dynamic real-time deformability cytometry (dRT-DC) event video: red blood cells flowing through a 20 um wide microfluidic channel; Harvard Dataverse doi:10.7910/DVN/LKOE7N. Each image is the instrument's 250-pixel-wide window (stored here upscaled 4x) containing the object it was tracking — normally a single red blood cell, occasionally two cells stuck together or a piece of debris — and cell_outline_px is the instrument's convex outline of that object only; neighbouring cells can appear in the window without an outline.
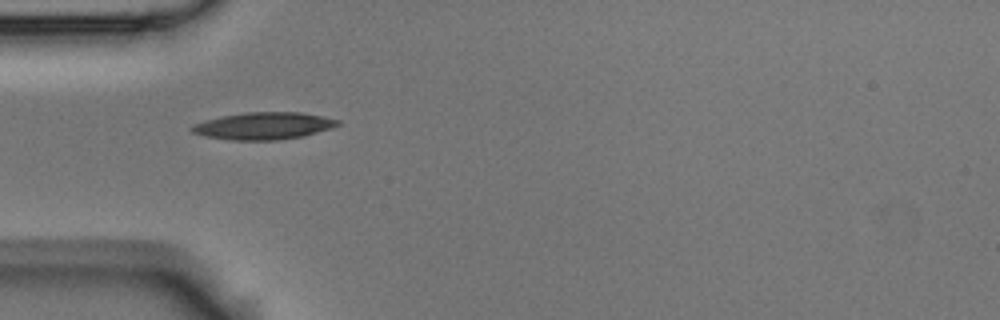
{"species": "Egyptian fruit bat (a non-hibernating species)", "species_latin": "Rousettus aegyptiacus", "temperature_condition": "room temperature", "stored_images_in_passage": 3, "camera_frame_rate_fps": 3000, "um_per_image_px": 0.085, "animal": {"sex": "male"}, "frame": {"image": 1, "passage_image": 2, "time_ms": 0.333, "image_size_px": [1000, 320], "cell_outline_px": [[340, 124], [332, 128], [304, 136], [276, 140], [228, 140], [204, 136], [192, 132], [192, 124], [204, 120], [224, 116], [248, 112], [300, 112], [340, 120]], "centroid_in_image_um": [22.41, 10.7], "position_along_channel_um": 62.6, "area_um2": 23.0}}
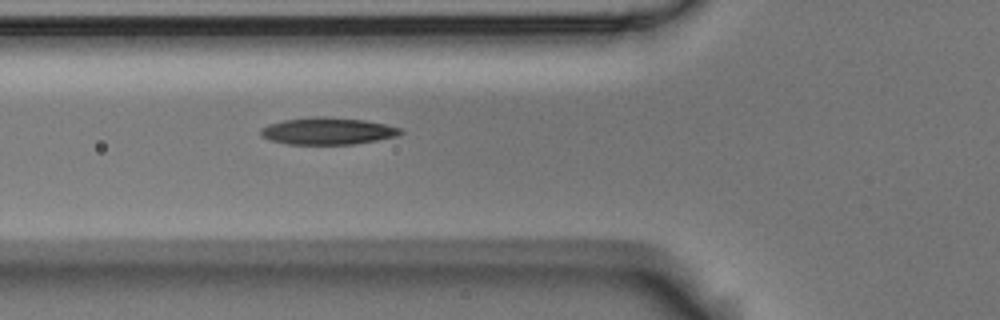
{"frame": {"image": 2, "passage_image": 3, "time_ms": 0.667, "image_size_px": [1000, 320], "cell_outline_px": [[404, 132], [400, 136], [352, 144], [288, 144], [272, 140], [260, 136], [260, 128], [268, 124], [284, 120], [312, 116], [328, 116], [364, 120], [404, 128]], "centroid_in_image_um": [27.88, 11.13], "position_along_channel_um": 97.9, "area_um2": 22.2}}